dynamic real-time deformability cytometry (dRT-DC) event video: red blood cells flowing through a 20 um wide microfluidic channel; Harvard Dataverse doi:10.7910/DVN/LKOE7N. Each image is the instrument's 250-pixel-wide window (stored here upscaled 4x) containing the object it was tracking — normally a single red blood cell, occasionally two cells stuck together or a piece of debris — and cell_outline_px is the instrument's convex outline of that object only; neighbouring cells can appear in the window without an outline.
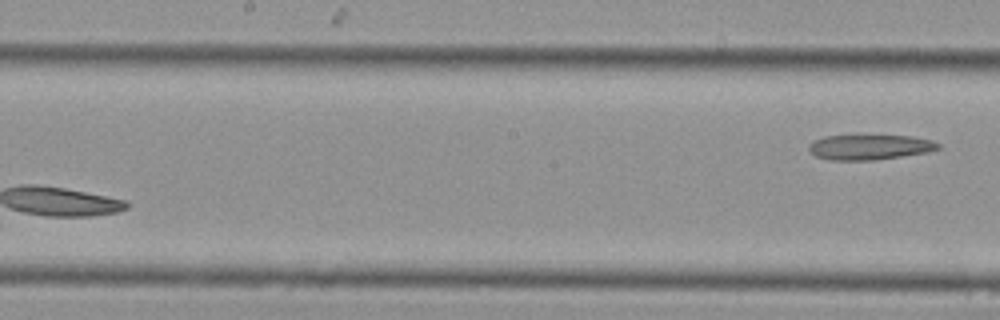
{"species": "Egyptian fruit bat (a non-hibernating species)", "species_latin": "Rousettus aegyptiacus", "temperature_condition": "cold", "stored_images_in_passage": 9, "segment_of_instrument_passage": [2, 2], "camera_frame_rate_fps": 3000, "um_per_image_px": 0.085, "animal": {"sex": "female"}, "frame": {"image": 1, "passage_image": 9, "time_ms": 2.667, "image_size_px": [1000, 320], "cell_outline_px": [[940, 148], [928, 152], [872, 160], [828, 160], [816, 156], [808, 148], [816, 140], [824, 136], [912, 136], [932, 140], [940, 144]], "centroid_in_image_um": [73.96, 12.51], "position_along_channel_um": 174.2, "area_um2": 18.55}}